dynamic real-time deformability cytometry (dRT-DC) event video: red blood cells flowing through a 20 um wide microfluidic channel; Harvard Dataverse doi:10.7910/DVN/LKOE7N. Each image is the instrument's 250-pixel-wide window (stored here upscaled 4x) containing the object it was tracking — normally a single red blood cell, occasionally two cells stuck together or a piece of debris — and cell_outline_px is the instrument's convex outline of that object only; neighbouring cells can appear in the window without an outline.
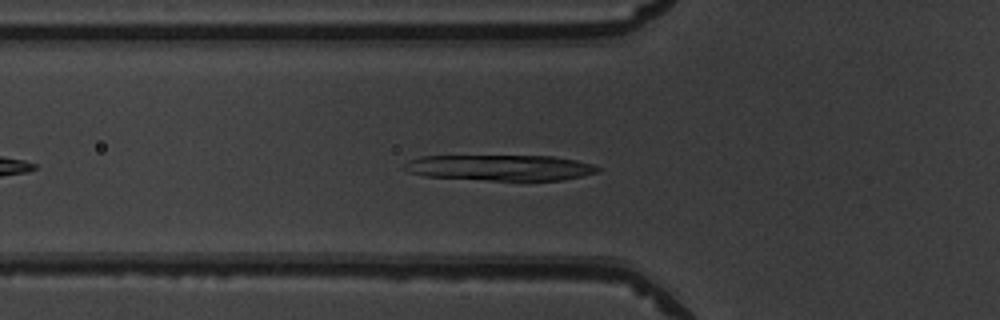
{"species": "common noctule bat (a hibernating species)", "species_latin": "Nyctalus noctula", "temperature_condition": "warm", "stored_images_in_passage": 40, "camera_frame_rate_fps": 3000, "um_per_image_px": 0.085, "animal": {"sex": "male", "body_mass_g": 19.5, "forearm_length_mm": 54.6}, "frame": {"image": 1, "passage_image": 7, "time_ms": 2.0, "image_size_px": [1000, 320], "cell_outline_px": [[604, 168], [600, 172], [564, 180], [488, 180], [424, 176], [408, 172], [400, 168], [408, 160], [420, 156], [552, 156], [576, 160], [592, 164]], "centroid_in_image_um": [42.52, 14.25], "position_along_channel_um": 83.3, "area_um2": 29.3}}
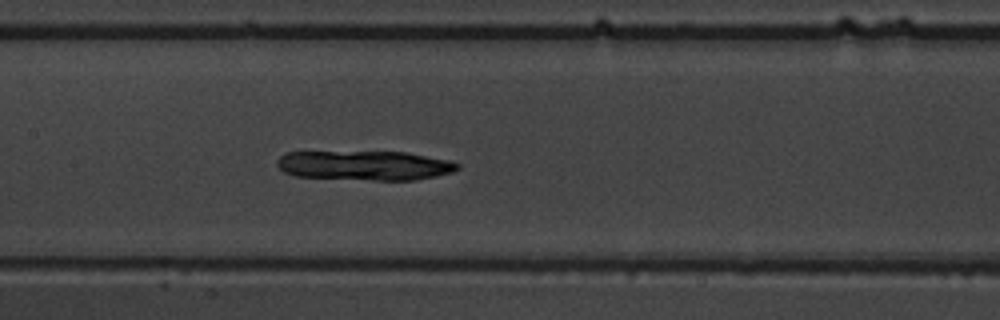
{"frame": {"image": 2, "passage_image": 14, "time_ms": 4.333, "image_size_px": [1000, 320], "cell_outline_px": [[460, 168], [452, 172], [436, 176], [416, 180], [372, 180], [296, 176], [284, 172], [276, 164], [276, 160], [284, 152], [404, 152], [452, 160], [460, 164]], "centroid_in_image_um": [31.03, 14.06], "position_along_channel_um": 176.4, "area_um2": 31.15}}
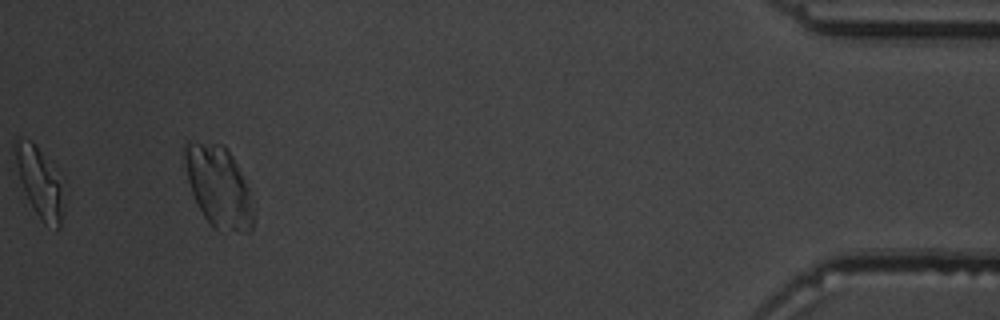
{"frame": {"image": 3, "passage_image": 37, "time_ms": 12.0, "image_size_px": [1000, 320], "cell_outline_px": [[252, 232], [240, 232], [212, 228], [204, 216], [192, 192], [188, 180], [184, 164], [184, 144], [188, 140], [224, 144], [232, 156], [240, 172], [248, 192], [252, 216]], "centroid_in_image_um": [18.53, 15.83], "position_along_channel_um": 416.7, "area_um2": 31.91}}